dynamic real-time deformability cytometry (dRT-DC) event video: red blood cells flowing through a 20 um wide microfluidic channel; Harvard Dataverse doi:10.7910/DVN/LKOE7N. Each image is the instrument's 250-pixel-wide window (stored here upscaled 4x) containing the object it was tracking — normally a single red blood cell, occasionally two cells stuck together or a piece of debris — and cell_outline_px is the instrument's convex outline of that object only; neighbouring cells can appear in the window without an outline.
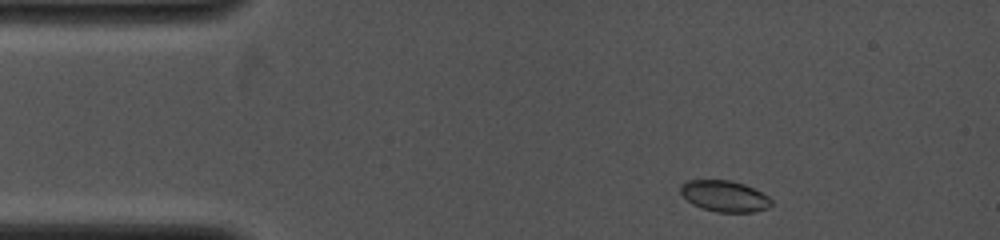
{"species": "common noctule bat (a hibernating species)", "species_latin": "Nyctalus noctula", "temperature_condition": "cold", "stored_images_in_passage": 40, "camera_frame_rate_fps": 4000, "um_per_image_px": 0.085, "animal": {"sex": "female", "body_mass_g": 19.0, "forearm_length_mm": 53.3}, "frame": {"image": 1, "passage_image": 1, "time_ms": 0.0, "image_size_px": [1000, 240], "cell_outline_px": [[772, 204], [768, 208], [752, 212], [716, 212], [692, 204], [680, 192], [680, 184], [688, 180], [732, 180], [744, 184], [768, 196], [772, 200]], "centroid_in_image_um": [61.58, 16.66], "position_along_channel_um": 23.4, "area_um2": 16.42}}
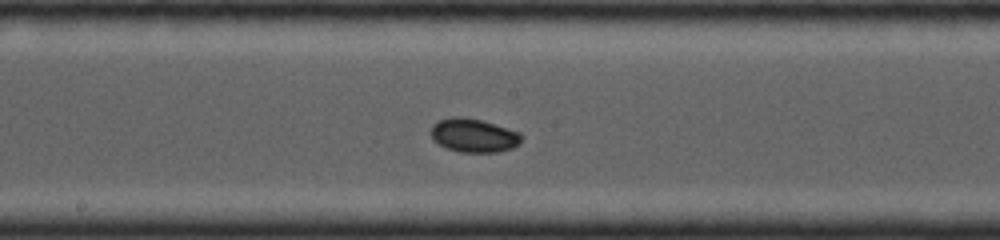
{"frame": {"image": 2, "passage_image": 19, "time_ms": 5.75, "image_size_px": [1000, 240], "cell_outline_px": [[524, 136], [520, 144], [512, 148], [500, 152], [460, 152], [448, 148], [432, 140], [432, 124], [440, 120], [452, 116], [464, 116], [484, 120], [520, 132]], "centroid_in_image_um": [40.31, 11.49], "position_along_channel_um": 207.9, "area_um2": 18.03}}
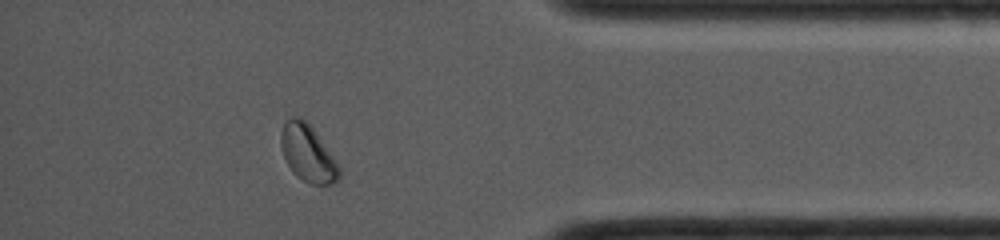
{"frame": {"image": 3, "passage_image": 35, "time_ms": 10.75, "image_size_px": [1000, 240], "cell_outline_px": [[340, 180], [332, 184], [308, 184], [296, 176], [292, 172], [284, 156], [280, 144], [280, 132], [284, 124], [292, 116], [300, 116], [312, 128], [340, 164]], "centroid_in_image_um": [26.18, 13.06], "position_along_channel_um": 409.0, "area_um2": 19.42}}